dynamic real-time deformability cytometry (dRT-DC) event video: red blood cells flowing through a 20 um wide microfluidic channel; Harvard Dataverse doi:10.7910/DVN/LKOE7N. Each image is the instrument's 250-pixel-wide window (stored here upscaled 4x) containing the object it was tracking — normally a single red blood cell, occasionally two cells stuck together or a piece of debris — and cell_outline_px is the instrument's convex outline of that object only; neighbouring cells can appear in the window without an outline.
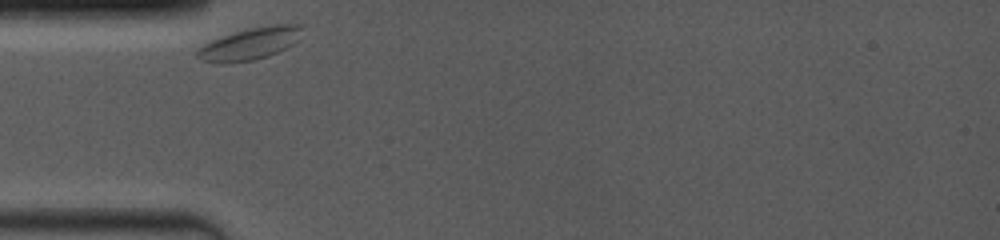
{"species": "common noctule bat (a hibernating species)", "species_latin": "Nyctalus noctula", "temperature_condition": "room temperature", "stored_images_in_passage": 2, "camera_frame_rate_fps": 4000, "um_per_image_px": 0.085, "animal": {"sex": "female", "body_mass_g": 19.0, "forearm_length_mm": 53.3}, "frame": {"image": 1, "passage_image": 1, "time_ms": 0.0, "image_size_px": [1000, 240], "cell_outline_px": [[304, 24], [296, 40], [292, 44], [268, 56], [252, 60], [200, 60], [196, 56], [196, 52], [204, 44], [212, 40], [236, 32], [252, 28], [272, 24]], "centroid_in_image_um": [21.31, 3.66], "position_along_channel_um": 63.7, "area_um2": 18.44}}